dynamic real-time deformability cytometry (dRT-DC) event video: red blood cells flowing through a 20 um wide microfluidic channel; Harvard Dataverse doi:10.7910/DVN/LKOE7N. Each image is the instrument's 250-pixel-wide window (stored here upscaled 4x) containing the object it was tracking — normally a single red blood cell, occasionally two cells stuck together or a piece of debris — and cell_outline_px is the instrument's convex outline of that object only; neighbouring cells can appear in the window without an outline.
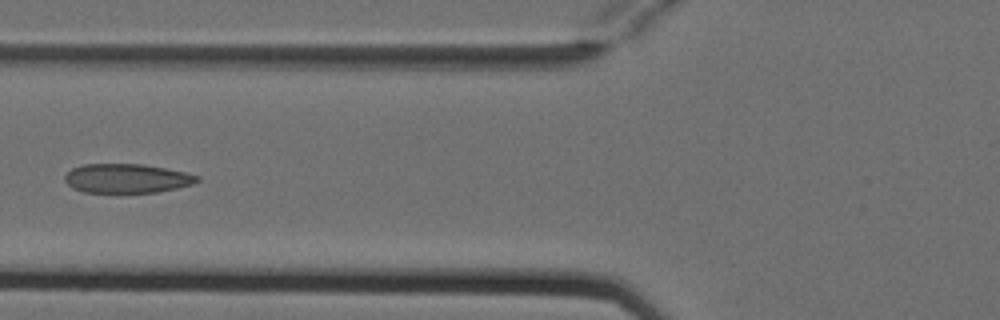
{"species": "Egyptian fruit bat (a non-hibernating species)", "species_latin": "Rousettus aegyptiacus", "temperature_condition": "cold", "stored_images_in_passage": 6, "camera_frame_rate_fps": 3000, "um_per_image_px": 0.085, "animal": {"sex": "female"}, "frame": {"image": 1, "passage_image": 5, "time_ms": 1.333, "image_size_px": [1000, 320], "cell_outline_px": [[200, 180], [192, 184], [176, 188], [156, 192], [84, 192], [72, 188], [64, 180], [64, 176], [72, 168], [84, 164], [144, 164], [184, 172], [200, 176]], "centroid_in_image_um": [10.76, 15.16], "position_along_channel_um": 115.0, "area_um2": 22.37}}
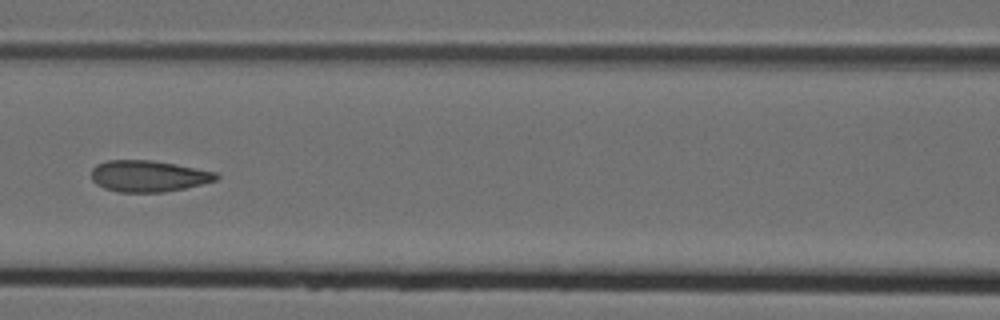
{"frame": {"image": 2, "passage_image": 6, "time_ms": 1.667, "image_size_px": [1000, 320], "cell_outline_px": [[220, 176], [216, 180], [184, 188], [164, 192], [116, 192], [104, 188], [96, 184], [92, 180], [92, 168], [96, 164], [108, 160], [152, 160], [176, 164], [216, 172]], "centroid_in_image_um": [12.59, 14.96], "position_along_channel_um": 154.0, "area_um2": 22.83}}